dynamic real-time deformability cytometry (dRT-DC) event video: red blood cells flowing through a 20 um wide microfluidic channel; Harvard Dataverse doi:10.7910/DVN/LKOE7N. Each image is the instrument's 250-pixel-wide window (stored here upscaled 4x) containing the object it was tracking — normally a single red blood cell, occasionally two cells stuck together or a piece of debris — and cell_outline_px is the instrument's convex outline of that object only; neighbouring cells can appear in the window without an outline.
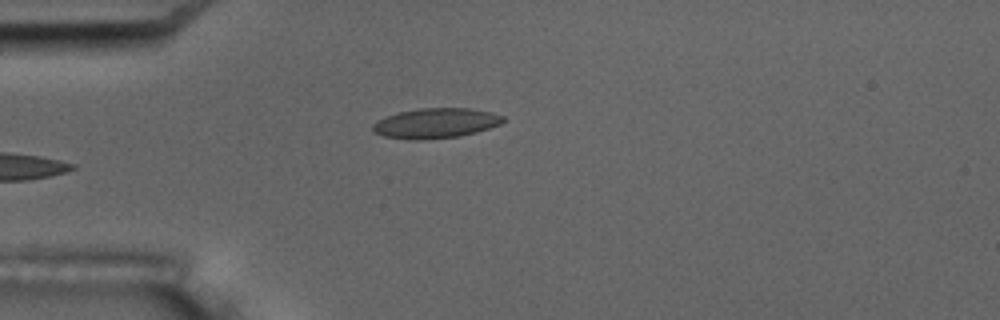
{"species": "common noctule bat (a hibernating species)", "species_latin": "Nyctalus noctula", "temperature_condition": "room temperature", "stored_images_in_passage": 6, "camera_frame_rate_fps": 3000, "um_per_image_px": 0.085, "animal": {"sex": "male", "body_mass_g": 17.5, "forearm_length_mm": 52.3}, "frame": {"image": 1, "passage_image": 6, "time_ms": 6.333, "image_size_px": [1000, 320], "cell_outline_px": [[504, 120], [500, 124], [476, 132], [460, 136], [420, 140], [412, 140], [384, 136], [372, 132], [372, 124], [376, 120], [384, 116], [396, 112], [420, 108], [472, 108], [492, 112], [504, 116]], "centroid_in_image_um": [36.99, 10.46], "position_along_channel_um": 48.0, "area_um2": 23.06}}